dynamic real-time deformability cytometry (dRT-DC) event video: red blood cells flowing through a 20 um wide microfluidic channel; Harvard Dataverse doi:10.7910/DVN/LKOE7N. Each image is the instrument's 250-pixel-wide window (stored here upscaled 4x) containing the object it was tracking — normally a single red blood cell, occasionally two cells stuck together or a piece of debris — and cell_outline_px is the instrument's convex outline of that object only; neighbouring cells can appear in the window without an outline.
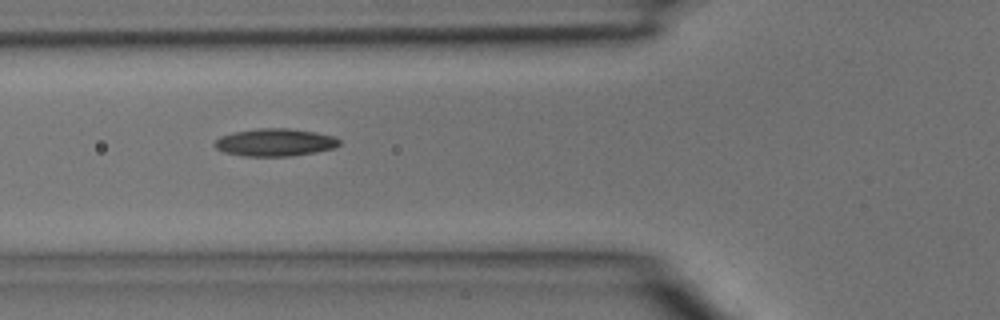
{"species": "common noctule bat (a hibernating species)", "species_latin": "Nyctalus noctula", "temperature_condition": "room temperature", "stored_images_in_passage": 7, "camera_frame_rate_fps": 3000, "um_per_image_px": 0.085, "animal": {"sex": "male", "body_mass_g": 15.6}, "frame": {"image": 1, "passage_image": 5, "time_ms": 1.333, "image_size_px": [1000, 320], "cell_outline_px": [[340, 144], [336, 148], [316, 152], [292, 156], [244, 156], [224, 152], [216, 148], [212, 144], [220, 136], [232, 132], [256, 128], [288, 128], [316, 132], [336, 136], [340, 140]], "centroid_in_image_um": [23.39, 12.1], "position_along_channel_um": 102.4, "area_um2": 20.35}}
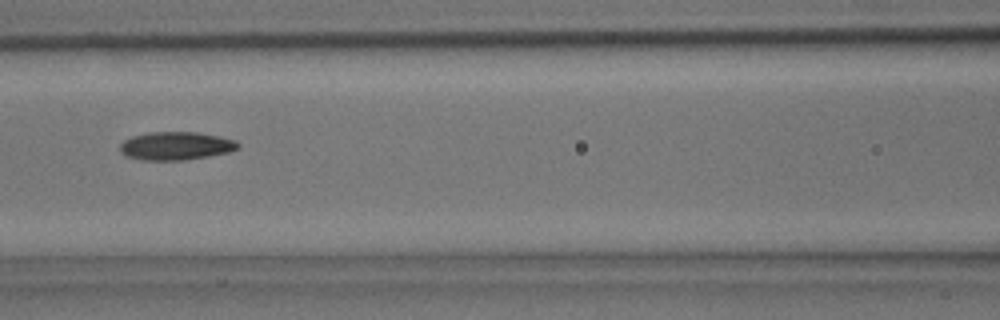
{"frame": {"image": 2, "passage_image": 6, "time_ms": 1.667, "image_size_px": [1000, 320], "cell_outline_px": [[240, 148], [228, 152], [208, 156], [184, 160], [144, 160], [124, 156], [120, 152], [120, 144], [124, 140], [132, 136], [148, 132], [196, 132], [220, 136], [236, 140], [240, 144]], "centroid_in_image_um": [14.95, 12.4], "position_along_channel_um": 151.7, "area_um2": 19.54}}